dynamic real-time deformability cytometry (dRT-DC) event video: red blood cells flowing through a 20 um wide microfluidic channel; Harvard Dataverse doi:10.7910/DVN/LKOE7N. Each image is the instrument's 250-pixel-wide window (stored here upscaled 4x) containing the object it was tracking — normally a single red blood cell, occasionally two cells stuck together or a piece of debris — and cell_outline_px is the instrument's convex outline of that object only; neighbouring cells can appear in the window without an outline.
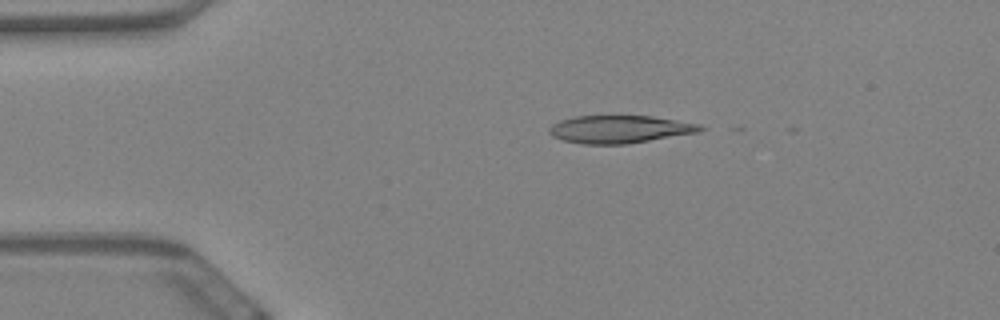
{"species": "Egyptian fruit bat (a non-hibernating species)", "species_latin": "Rousettus aegyptiacus", "temperature_condition": "warm", "stored_images_in_passage": 12, "camera_frame_rate_fps": 3000, "um_per_image_px": 0.085, "animal": {"sex": "female"}, "frame": {"image": 1, "passage_image": 11, "time_ms": 3.333, "image_size_px": [1000, 320], "cell_outline_px": [[708, 128], [700, 132], [624, 144], [580, 144], [564, 140], [552, 136], [548, 132], [548, 128], [552, 124], [560, 120], [576, 116], [652, 116], [700, 124]], "centroid_in_image_um": [52.68, 10.98], "position_along_channel_um": 32.3, "area_um2": 24.39}}